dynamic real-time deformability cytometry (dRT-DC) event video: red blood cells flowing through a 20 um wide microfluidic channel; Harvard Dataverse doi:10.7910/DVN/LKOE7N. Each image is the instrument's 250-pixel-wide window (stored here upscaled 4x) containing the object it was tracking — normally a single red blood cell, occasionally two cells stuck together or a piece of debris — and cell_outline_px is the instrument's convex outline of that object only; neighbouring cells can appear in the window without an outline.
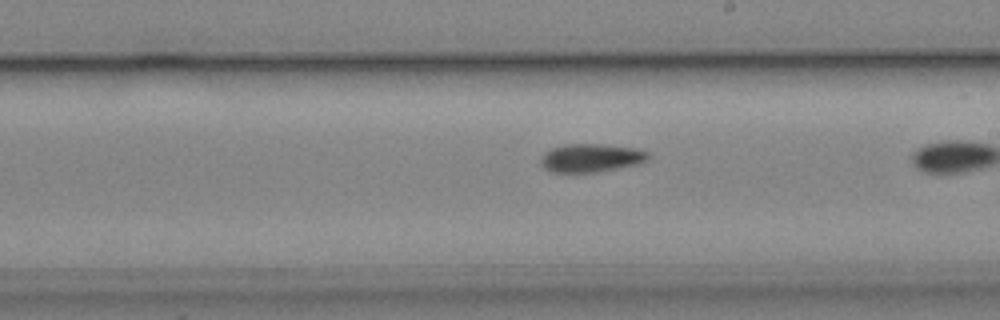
{"species": "common noctule bat (a hibernating species)", "species_latin": "Nyctalus noctula", "temperature_condition": "cold", "stored_images_in_passage": 28, "camera_frame_rate_fps": 3000, "um_per_image_px": 0.085, "animal": {"sex": "male", "body_mass_g": 19.2, "forearm_length_mm": 51.8}, "frame": {"image": 1, "passage_image": 27, "time_ms": 8.667, "image_size_px": [1000, 320], "cell_outline_px": [[652, 156], [648, 160], [640, 164], [596, 172], [552, 172], [544, 168], [540, 164], [540, 160], [544, 152], [552, 148], [564, 144], [600, 144], [636, 148], [648, 152]], "centroid_in_image_um": [50.26, 13.42], "position_along_channel_um": 238.7, "area_um2": 17.92}}